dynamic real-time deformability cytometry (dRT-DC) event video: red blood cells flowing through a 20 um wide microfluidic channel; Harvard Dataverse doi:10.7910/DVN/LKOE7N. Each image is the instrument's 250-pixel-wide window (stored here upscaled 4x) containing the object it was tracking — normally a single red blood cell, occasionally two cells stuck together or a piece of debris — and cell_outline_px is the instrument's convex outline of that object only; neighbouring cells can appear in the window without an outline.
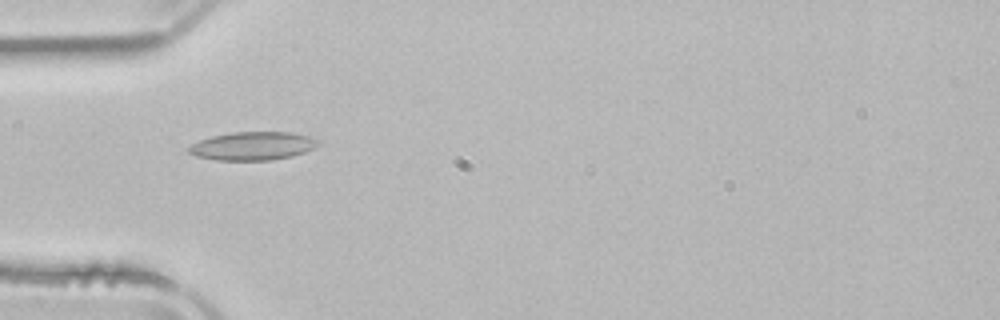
{"species": "common noctule bat (a hibernating species)", "species_latin": "Nyctalus noctula", "temperature_condition": "room temperature", "stored_images_in_passage": 4, "camera_frame_rate_fps": 3000, "um_per_image_px": 0.085, "animal": {"sex": "male", "body_mass_g": 21.5, "forearm_length_mm": 52.0}, "frame": {"image": 1, "passage_image": 2, "time_ms": 1.0, "image_size_px": [1000, 320], "cell_outline_px": [[320, 144], [304, 152], [292, 156], [272, 160], [216, 160], [196, 156], [188, 152], [184, 148], [200, 140], [212, 136], [232, 132], [292, 132], [312, 136], [320, 140]], "centroid_in_image_um": [21.49, 12.4], "position_along_channel_um": 63.5, "area_um2": 21.56}}
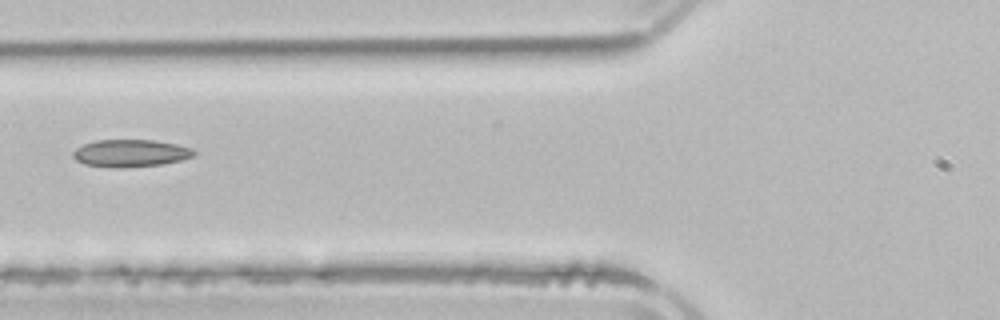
{"frame": {"image": 2, "passage_image": 3, "time_ms": 2.333, "image_size_px": [1000, 320], "cell_outline_px": [[196, 152], [192, 156], [180, 160], [164, 164], [120, 168], [108, 168], [84, 164], [76, 160], [72, 156], [72, 152], [76, 148], [84, 144], [96, 140], [152, 140], [176, 144], [192, 148]], "centroid_in_image_um": [11.06, 13.03], "position_along_channel_um": 114.7, "area_um2": 19.36}}
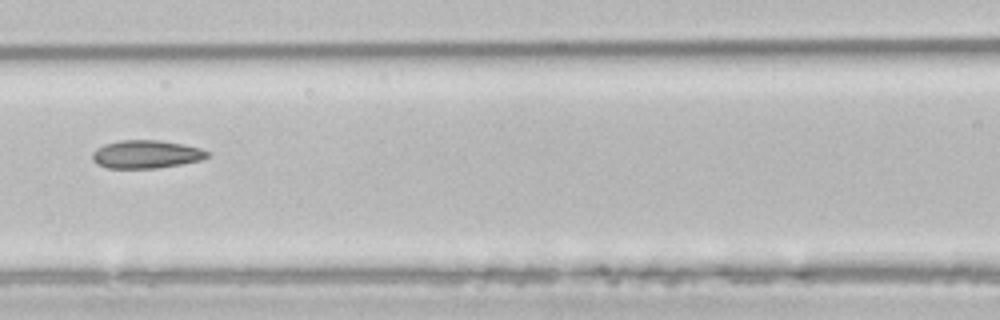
{"frame": {"image": 3, "passage_image": 4, "time_ms": 3.333, "image_size_px": [1000, 320], "cell_outline_px": [[212, 156], [200, 160], [180, 164], [156, 168], [108, 168], [96, 164], [92, 160], [92, 152], [96, 148], [104, 144], [120, 140], [160, 140], [184, 144], [200, 148], [212, 152]], "centroid_in_image_um": [12.44, 13.1], "position_along_channel_um": 154.2, "area_um2": 19.07}}